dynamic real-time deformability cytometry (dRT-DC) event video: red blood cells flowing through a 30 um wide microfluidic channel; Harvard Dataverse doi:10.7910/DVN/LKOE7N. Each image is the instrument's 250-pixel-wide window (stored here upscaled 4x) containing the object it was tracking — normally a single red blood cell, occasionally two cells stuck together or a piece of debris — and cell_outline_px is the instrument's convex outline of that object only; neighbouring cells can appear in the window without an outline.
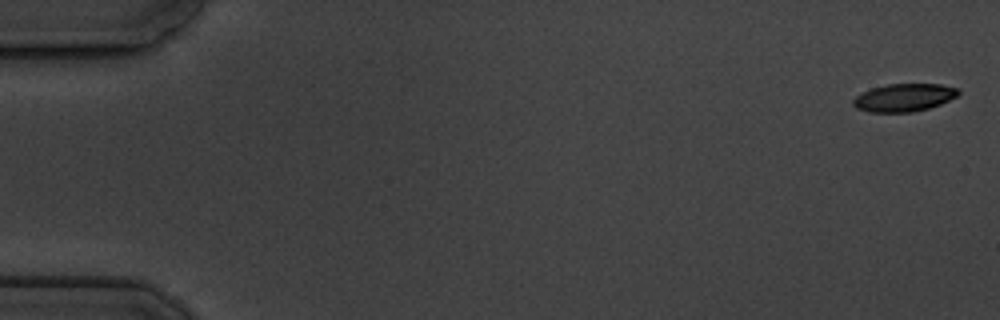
{"species": "common noctule bat (a hibernating species)", "species_latin": "Nyctalus noctula", "temperature_condition": "cold", "stored_images_in_passage": 6, "camera_frame_rate_fps": 3000, "um_per_image_px": 0.085, "animal": {"sex": "male", "body_mass_g": 19.5, "forearm_length_mm": 54.6}, "frame": {"image": 1, "passage_image": 1, "time_ms": 0.0, "image_size_px": [1000, 320], "cell_outline_px": [[960, 92], [956, 96], [940, 104], [928, 108], [912, 112], [868, 112], [856, 108], [852, 104], [852, 100], [856, 96], [872, 88], [888, 84], [940, 84], [960, 88]], "centroid_in_image_um": [76.84, 8.29], "position_along_channel_um": 8.2, "area_um2": 16.99}}
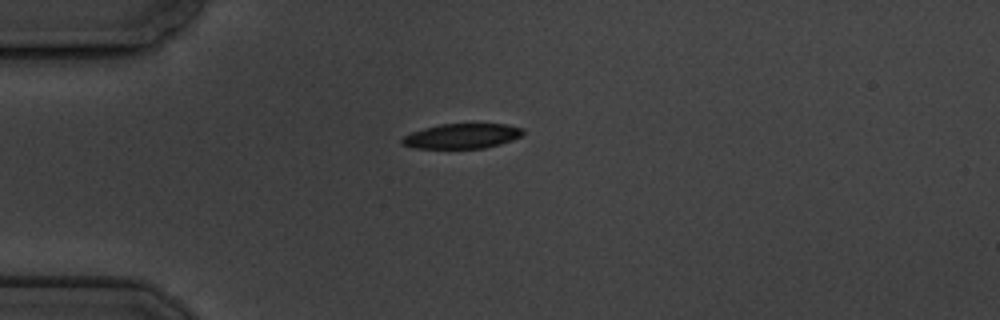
{"frame": {"image": 2, "passage_image": 5, "time_ms": 4.667, "image_size_px": [1000, 320], "cell_outline_px": [[524, 132], [520, 136], [512, 140], [500, 144], [484, 148], [416, 148], [400, 144], [400, 140], [404, 136], [412, 132], [424, 128], [440, 124], [508, 124], [524, 128]], "centroid_in_image_um": [39.27, 11.56], "position_along_channel_um": 45.7, "area_um2": 17.57}}